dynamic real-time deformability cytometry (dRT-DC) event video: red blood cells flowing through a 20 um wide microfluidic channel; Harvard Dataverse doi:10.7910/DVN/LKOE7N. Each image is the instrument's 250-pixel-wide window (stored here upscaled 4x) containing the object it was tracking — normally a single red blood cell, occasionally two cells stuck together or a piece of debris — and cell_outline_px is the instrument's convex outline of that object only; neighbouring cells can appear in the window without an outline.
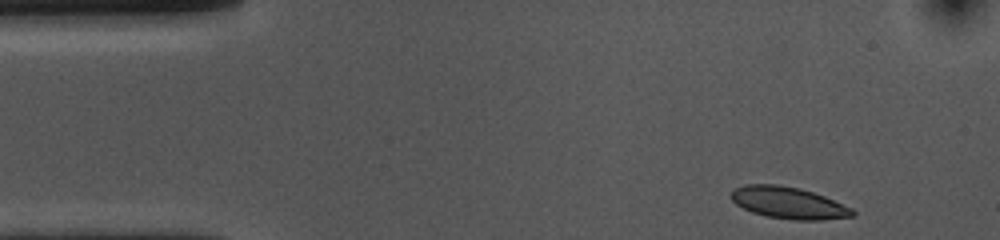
{"species": "common noctule bat (a hibernating species)", "species_latin": "Nyctalus noctula", "temperature_condition": "cold", "stored_images_in_passage": 40, "camera_frame_rate_fps": 3000, "um_per_image_px": 0.085, "animal": {"sex": "female", "body_mass_g": 10.0, "forearm_length_mm": 53.1}, "frame": {"image": 1, "passage_image": 1, "time_ms": 0.0, "image_size_px": [1000, 240], "cell_outline_px": [[856, 216], [820, 220], [796, 220], [764, 216], [752, 212], [736, 204], [732, 200], [732, 192], [736, 188], [744, 184], [776, 184], [800, 188], [824, 196], [852, 208], [856, 212]], "centroid_in_image_um": [67.05, 17.24], "position_along_channel_um": 18.0, "area_um2": 22.43}}
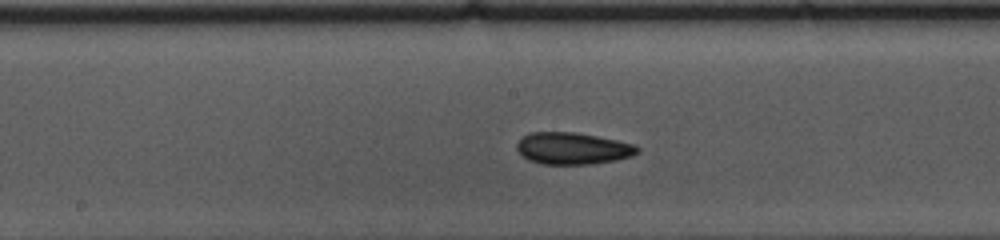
{"frame": {"image": 2, "passage_image": 22, "time_ms": 7.0, "image_size_px": [1000, 240], "cell_outline_px": [[640, 152], [632, 156], [616, 160], [588, 164], [540, 164], [528, 160], [516, 148], [516, 144], [528, 132], [576, 132], [636, 144], [640, 148]], "centroid_in_image_um": [48.7, 12.61], "position_along_channel_um": 199.5, "area_um2": 22.43}}
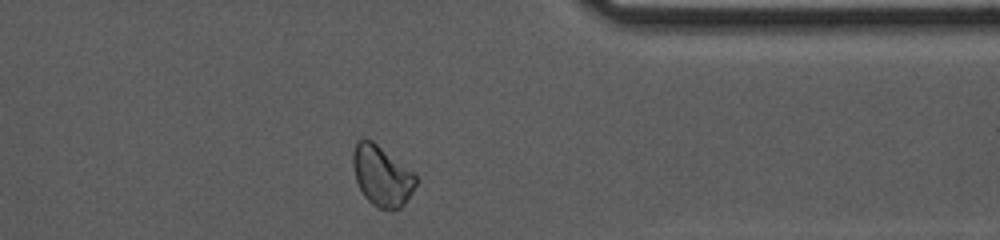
{"frame": {"image": 3, "passage_image": 38, "time_ms": 12.333, "image_size_px": [1000, 240], "cell_outline_px": [[416, 184], [412, 192], [404, 204], [400, 208], [380, 208], [372, 204], [364, 196], [356, 180], [352, 160], [352, 152], [356, 140], [360, 136], [372, 140], [412, 172], [416, 176]], "centroid_in_image_um": [32.41, 14.9], "position_along_channel_um": 379.0, "area_um2": 21.85}, "authors_computed_cell_mechanics": {"area_um2": 22.0507, "velocity_mm_per_s": 3.6074, "shape_relaxation_time_tau1_ms": 5.0753, "shape_relaxation_time_tau2_ms": 4.6227, "deformation_change_tau1": 0.103, "deformation_change_tau2": 0.0752}}